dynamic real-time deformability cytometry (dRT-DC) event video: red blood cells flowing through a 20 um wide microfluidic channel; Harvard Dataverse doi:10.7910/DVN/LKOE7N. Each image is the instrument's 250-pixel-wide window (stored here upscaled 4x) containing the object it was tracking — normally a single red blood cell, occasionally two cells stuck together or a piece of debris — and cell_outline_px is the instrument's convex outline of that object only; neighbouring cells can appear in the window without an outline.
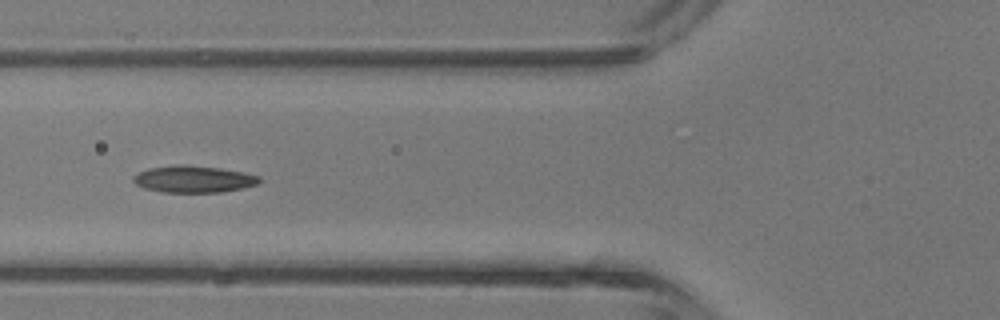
{"species": "common noctule bat (a hibernating species)", "species_latin": "Nyctalus noctula", "temperature_condition": "room temperature", "stored_images_in_passage": 41, "camera_frame_rate_fps": 3000, "um_per_image_px": 0.085, "animal": {"sex": "male", "body_mass_g": 13.3}, "frame": {"image": 1, "passage_image": 14, "time_ms": 4.333, "image_size_px": [1000, 320], "cell_outline_px": [[260, 180], [256, 184], [224, 192], [160, 192], [144, 188], [136, 184], [132, 180], [132, 176], [148, 168], [180, 164], [184, 164], [220, 168], [244, 172], [260, 176]], "centroid_in_image_um": [16.42, 15.22], "position_along_channel_um": 109.4, "area_um2": 19.71}}
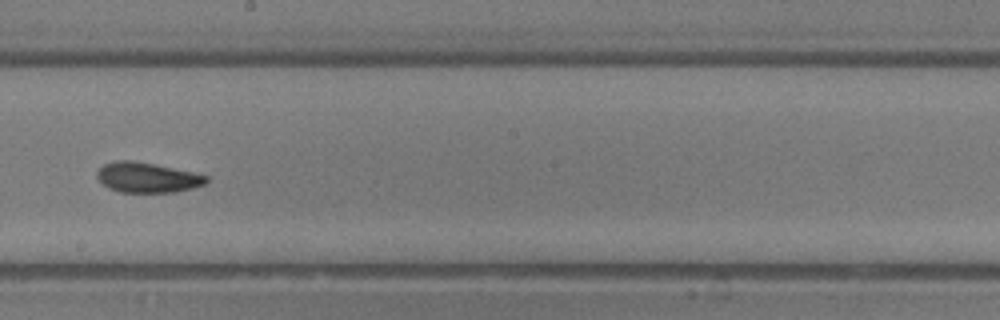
{"frame": {"image": 2, "passage_image": 22, "time_ms": 7.0, "image_size_px": [1000, 320], "cell_outline_px": [[208, 180], [204, 184], [192, 188], [176, 192], [120, 192], [108, 188], [100, 184], [96, 176], [96, 172], [104, 164], [116, 160], [132, 160], [192, 172], [208, 176]], "centroid_in_image_um": [12.46, 15.09], "position_along_channel_um": 235.7, "area_um2": 19.13}}
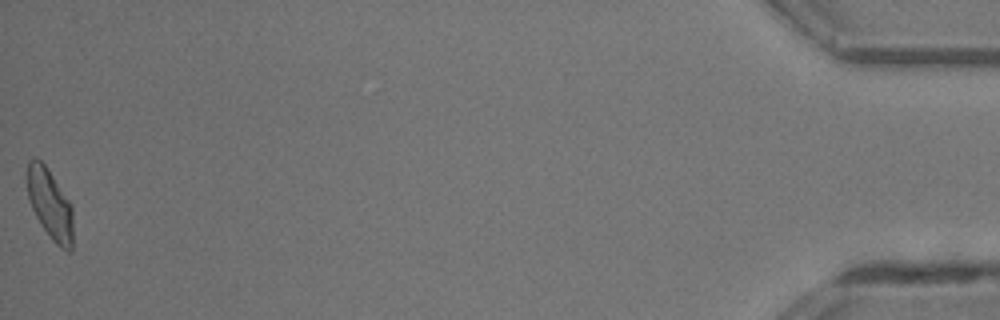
{"frame": {"image": 3, "passage_image": 41, "time_ms": 13.333, "image_size_px": [1000, 320], "cell_outline_px": [[72, 252], [68, 252], [60, 248], [52, 240], [40, 224], [32, 208], [28, 196], [24, 176], [28, 160], [36, 156], [44, 164], [72, 204]], "centroid_in_image_um": [4.21, 17.32], "position_along_channel_um": 431.0, "area_um2": 19.19}, "authors_computed_cell_mechanics": {"area_um2": 19.363, "velocity_mm_per_s": 4.7289, "shape_relaxation_time_tau1_ms": 3.269, "shape_relaxation_time_tau2_ms": 2.4236, "deformation_change_tau1": 0.1475, "deformation_change_tau2": 0.0951}}